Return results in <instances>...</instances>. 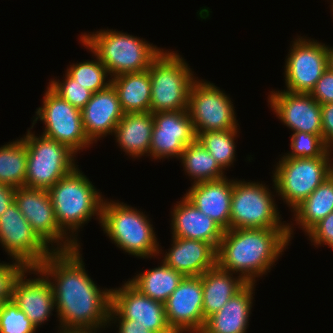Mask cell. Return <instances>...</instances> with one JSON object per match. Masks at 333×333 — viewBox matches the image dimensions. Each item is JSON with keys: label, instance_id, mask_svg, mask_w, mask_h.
<instances>
[{"label": "cell", "instance_id": "1f68e13d", "mask_svg": "<svg viewBox=\"0 0 333 333\" xmlns=\"http://www.w3.org/2000/svg\"><path fill=\"white\" fill-rule=\"evenodd\" d=\"M238 132L239 129L208 131L199 133L196 138L225 171L236 161L235 140L239 136Z\"/></svg>", "mask_w": 333, "mask_h": 333}, {"label": "cell", "instance_id": "7c38bea8", "mask_svg": "<svg viewBox=\"0 0 333 333\" xmlns=\"http://www.w3.org/2000/svg\"><path fill=\"white\" fill-rule=\"evenodd\" d=\"M14 203L32 230L52 251H68L78 247L60 229L48 190L16 188Z\"/></svg>", "mask_w": 333, "mask_h": 333}, {"label": "cell", "instance_id": "2e32d148", "mask_svg": "<svg viewBox=\"0 0 333 333\" xmlns=\"http://www.w3.org/2000/svg\"><path fill=\"white\" fill-rule=\"evenodd\" d=\"M164 308L174 333H200L206 322L201 276H185L164 303Z\"/></svg>", "mask_w": 333, "mask_h": 333}, {"label": "cell", "instance_id": "3957f363", "mask_svg": "<svg viewBox=\"0 0 333 333\" xmlns=\"http://www.w3.org/2000/svg\"><path fill=\"white\" fill-rule=\"evenodd\" d=\"M78 166L48 189L60 229L77 245L80 229L93 216L101 224L104 196ZM77 234V235H76Z\"/></svg>", "mask_w": 333, "mask_h": 333}, {"label": "cell", "instance_id": "4fadbf2b", "mask_svg": "<svg viewBox=\"0 0 333 333\" xmlns=\"http://www.w3.org/2000/svg\"><path fill=\"white\" fill-rule=\"evenodd\" d=\"M297 37L291 41L289 54L285 59L284 90L311 93L327 70L326 44L306 36Z\"/></svg>", "mask_w": 333, "mask_h": 333}, {"label": "cell", "instance_id": "8fae6325", "mask_svg": "<svg viewBox=\"0 0 333 333\" xmlns=\"http://www.w3.org/2000/svg\"><path fill=\"white\" fill-rule=\"evenodd\" d=\"M234 108L230 96L214 83L199 78L193 81L188 112L196 136L208 131L240 129Z\"/></svg>", "mask_w": 333, "mask_h": 333}, {"label": "cell", "instance_id": "277c9868", "mask_svg": "<svg viewBox=\"0 0 333 333\" xmlns=\"http://www.w3.org/2000/svg\"><path fill=\"white\" fill-rule=\"evenodd\" d=\"M104 198L101 213V228L118 248L137 258L160 256V249L154 227L148 215L119 200Z\"/></svg>", "mask_w": 333, "mask_h": 333}, {"label": "cell", "instance_id": "603a6c76", "mask_svg": "<svg viewBox=\"0 0 333 333\" xmlns=\"http://www.w3.org/2000/svg\"><path fill=\"white\" fill-rule=\"evenodd\" d=\"M162 261L184 276H201L216 265L217 250L208 242L173 237Z\"/></svg>", "mask_w": 333, "mask_h": 333}, {"label": "cell", "instance_id": "44dd1931", "mask_svg": "<svg viewBox=\"0 0 333 333\" xmlns=\"http://www.w3.org/2000/svg\"><path fill=\"white\" fill-rule=\"evenodd\" d=\"M233 183L234 179L225 176L192 184L184 196L224 231L229 230Z\"/></svg>", "mask_w": 333, "mask_h": 333}, {"label": "cell", "instance_id": "f1b7e54d", "mask_svg": "<svg viewBox=\"0 0 333 333\" xmlns=\"http://www.w3.org/2000/svg\"><path fill=\"white\" fill-rule=\"evenodd\" d=\"M292 212L294 225H298L306 235L318 222L333 212V178L329 176Z\"/></svg>", "mask_w": 333, "mask_h": 333}, {"label": "cell", "instance_id": "836d02e7", "mask_svg": "<svg viewBox=\"0 0 333 333\" xmlns=\"http://www.w3.org/2000/svg\"><path fill=\"white\" fill-rule=\"evenodd\" d=\"M290 149L282 157L290 158H317L322 157L330 148L323 140V136H318L305 132H294L290 139Z\"/></svg>", "mask_w": 333, "mask_h": 333}, {"label": "cell", "instance_id": "4316f807", "mask_svg": "<svg viewBox=\"0 0 333 333\" xmlns=\"http://www.w3.org/2000/svg\"><path fill=\"white\" fill-rule=\"evenodd\" d=\"M125 114L150 112L151 80L149 70L124 73L111 78Z\"/></svg>", "mask_w": 333, "mask_h": 333}, {"label": "cell", "instance_id": "5b68a950", "mask_svg": "<svg viewBox=\"0 0 333 333\" xmlns=\"http://www.w3.org/2000/svg\"><path fill=\"white\" fill-rule=\"evenodd\" d=\"M80 39L98 56L111 78L149 69L164 50L143 38L108 28L82 33Z\"/></svg>", "mask_w": 333, "mask_h": 333}, {"label": "cell", "instance_id": "60d3db41", "mask_svg": "<svg viewBox=\"0 0 333 333\" xmlns=\"http://www.w3.org/2000/svg\"><path fill=\"white\" fill-rule=\"evenodd\" d=\"M117 324V333H153L144 326L137 324L135 320L129 319H109V326ZM112 324V325H111Z\"/></svg>", "mask_w": 333, "mask_h": 333}, {"label": "cell", "instance_id": "52a82bcc", "mask_svg": "<svg viewBox=\"0 0 333 333\" xmlns=\"http://www.w3.org/2000/svg\"><path fill=\"white\" fill-rule=\"evenodd\" d=\"M148 70L151 80L150 112L188 110L189 91L196 77L182 55L163 50Z\"/></svg>", "mask_w": 333, "mask_h": 333}, {"label": "cell", "instance_id": "ba28073f", "mask_svg": "<svg viewBox=\"0 0 333 333\" xmlns=\"http://www.w3.org/2000/svg\"><path fill=\"white\" fill-rule=\"evenodd\" d=\"M333 149L322 157H280L272 171L276 195L281 197L291 212L301 204L329 176L333 163Z\"/></svg>", "mask_w": 333, "mask_h": 333}, {"label": "cell", "instance_id": "ab89813d", "mask_svg": "<svg viewBox=\"0 0 333 333\" xmlns=\"http://www.w3.org/2000/svg\"><path fill=\"white\" fill-rule=\"evenodd\" d=\"M322 136L327 146L333 148V103L321 105Z\"/></svg>", "mask_w": 333, "mask_h": 333}, {"label": "cell", "instance_id": "8d00e7d4", "mask_svg": "<svg viewBox=\"0 0 333 333\" xmlns=\"http://www.w3.org/2000/svg\"><path fill=\"white\" fill-rule=\"evenodd\" d=\"M26 267L17 261L0 263V302L12 299V289L15 280Z\"/></svg>", "mask_w": 333, "mask_h": 333}, {"label": "cell", "instance_id": "e0dca14e", "mask_svg": "<svg viewBox=\"0 0 333 333\" xmlns=\"http://www.w3.org/2000/svg\"><path fill=\"white\" fill-rule=\"evenodd\" d=\"M153 120L150 158L179 160L185 147L197 137L188 110L156 112Z\"/></svg>", "mask_w": 333, "mask_h": 333}, {"label": "cell", "instance_id": "7bdbcfd3", "mask_svg": "<svg viewBox=\"0 0 333 333\" xmlns=\"http://www.w3.org/2000/svg\"><path fill=\"white\" fill-rule=\"evenodd\" d=\"M327 69L333 72V46L326 45Z\"/></svg>", "mask_w": 333, "mask_h": 333}, {"label": "cell", "instance_id": "ac0fdd59", "mask_svg": "<svg viewBox=\"0 0 333 333\" xmlns=\"http://www.w3.org/2000/svg\"><path fill=\"white\" fill-rule=\"evenodd\" d=\"M268 105L283 125L294 132L322 136V114L319 104L310 93L272 90Z\"/></svg>", "mask_w": 333, "mask_h": 333}, {"label": "cell", "instance_id": "5bb4252c", "mask_svg": "<svg viewBox=\"0 0 333 333\" xmlns=\"http://www.w3.org/2000/svg\"><path fill=\"white\" fill-rule=\"evenodd\" d=\"M0 244L12 260L27 268L38 267L53 252L32 230L15 203L0 216Z\"/></svg>", "mask_w": 333, "mask_h": 333}, {"label": "cell", "instance_id": "d6986e66", "mask_svg": "<svg viewBox=\"0 0 333 333\" xmlns=\"http://www.w3.org/2000/svg\"><path fill=\"white\" fill-rule=\"evenodd\" d=\"M29 273L36 277L27 279L31 275ZM12 300L37 329L49 321L55 309L53 288L37 267H26L17 277L12 289Z\"/></svg>", "mask_w": 333, "mask_h": 333}, {"label": "cell", "instance_id": "6da1fadb", "mask_svg": "<svg viewBox=\"0 0 333 333\" xmlns=\"http://www.w3.org/2000/svg\"><path fill=\"white\" fill-rule=\"evenodd\" d=\"M81 251V246L53 251L37 267L53 288L58 332H101L109 327L111 289H100L88 275Z\"/></svg>", "mask_w": 333, "mask_h": 333}, {"label": "cell", "instance_id": "9a60e30c", "mask_svg": "<svg viewBox=\"0 0 333 333\" xmlns=\"http://www.w3.org/2000/svg\"><path fill=\"white\" fill-rule=\"evenodd\" d=\"M109 319L135 320L153 333H174L168 325L164 304L142 294L128 280L111 288Z\"/></svg>", "mask_w": 333, "mask_h": 333}, {"label": "cell", "instance_id": "74e56055", "mask_svg": "<svg viewBox=\"0 0 333 333\" xmlns=\"http://www.w3.org/2000/svg\"><path fill=\"white\" fill-rule=\"evenodd\" d=\"M312 245H326L333 249V212L318 222L307 234Z\"/></svg>", "mask_w": 333, "mask_h": 333}, {"label": "cell", "instance_id": "f35d334b", "mask_svg": "<svg viewBox=\"0 0 333 333\" xmlns=\"http://www.w3.org/2000/svg\"><path fill=\"white\" fill-rule=\"evenodd\" d=\"M310 95L321 105L333 103V72L326 70Z\"/></svg>", "mask_w": 333, "mask_h": 333}, {"label": "cell", "instance_id": "d4e9b609", "mask_svg": "<svg viewBox=\"0 0 333 333\" xmlns=\"http://www.w3.org/2000/svg\"><path fill=\"white\" fill-rule=\"evenodd\" d=\"M153 127L152 112L124 114L113 133L115 142L131 158L149 157Z\"/></svg>", "mask_w": 333, "mask_h": 333}, {"label": "cell", "instance_id": "d6a6232c", "mask_svg": "<svg viewBox=\"0 0 333 333\" xmlns=\"http://www.w3.org/2000/svg\"><path fill=\"white\" fill-rule=\"evenodd\" d=\"M82 46L92 52L94 60H86L73 63L65 71L72 79L93 93L106 89L111 84V77L108 78V71L98 56L81 40ZM107 79V80H106Z\"/></svg>", "mask_w": 333, "mask_h": 333}, {"label": "cell", "instance_id": "b9f144b4", "mask_svg": "<svg viewBox=\"0 0 333 333\" xmlns=\"http://www.w3.org/2000/svg\"><path fill=\"white\" fill-rule=\"evenodd\" d=\"M16 188L0 183V216L14 203Z\"/></svg>", "mask_w": 333, "mask_h": 333}, {"label": "cell", "instance_id": "cb8c5ba5", "mask_svg": "<svg viewBox=\"0 0 333 333\" xmlns=\"http://www.w3.org/2000/svg\"><path fill=\"white\" fill-rule=\"evenodd\" d=\"M255 286V283H247L218 312L206 319L200 333H247Z\"/></svg>", "mask_w": 333, "mask_h": 333}, {"label": "cell", "instance_id": "30bf717a", "mask_svg": "<svg viewBox=\"0 0 333 333\" xmlns=\"http://www.w3.org/2000/svg\"><path fill=\"white\" fill-rule=\"evenodd\" d=\"M42 106L36 109L32 128L37 121L44 123L42 135L67 146L76 155L93 143L85 134L81 110L56 94L49 86L44 93Z\"/></svg>", "mask_w": 333, "mask_h": 333}, {"label": "cell", "instance_id": "f546056e", "mask_svg": "<svg viewBox=\"0 0 333 333\" xmlns=\"http://www.w3.org/2000/svg\"><path fill=\"white\" fill-rule=\"evenodd\" d=\"M185 174L193 183L220 179L226 176L214 157L196 138L188 144L179 158Z\"/></svg>", "mask_w": 333, "mask_h": 333}, {"label": "cell", "instance_id": "e575fe53", "mask_svg": "<svg viewBox=\"0 0 333 333\" xmlns=\"http://www.w3.org/2000/svg\"><path fill=\"white\" fill-rule=\"evenodd\" d=\"M37 328L11 299L0 306V333H36Z\"/></svg>", "mask_w": 333, "mask_h": 333}, {"label": "cell", "instance_id": "83f0119b", "mask_svg": "<svg viewBox=\"0 0 333 333\" xmlns=\"http://www.w3.org/2000/svg\"><path fill=\"white\" fill-rule=\"evenodd\" d=\"M184 277L161 261L160 266L140 272L128 281L142 294L164 304Z\"/></svg>", "mask_w": 333, "mask_h": 333}, {"label": "cell", "instance_id": "7a4b0ae2", "mask_svg": "<svg viewBox=\"0 0 333 333\" xmlns=\"http://www.w3.org/2000/svg\"><path fill=\"white\" fill-rule=\"evenodd\" d=\"M289 228L229 229L223 232L216 253V264L256 283L267 275L289 243Z\"/></svg>", "mask_w": 333, "mask_h": 333}, {"label": "cell", "instance_id": "9c48e42d", "mask_svg": "<svg viewBox=\"0 0 333 333\" xmlns=\"http://www.w3.org/2000/svg\"><path fill=\"white\" fill-rule=\"evenodd\" d=\"M30 127L22 138L26 143L27 171L25 187L48 190L77 166V156L67 146L42 134L37 136Z\"/></svg>", "mask_w": 333, "mask_h": 333}, {"label": "cell", "instance_id": "8992f818", "mask_svg": "<svg viewBox=\"0 0 333 333\" xmlns=\"http://www.w3.org/2000/svg\"><path fill=\"white\" fill-rule=\"evenodd\" d=\"M274 192L262 182L234 179L231 199L230 229L289 228V240L293 238L294 223L282 221L275 203ZM282 221V222H281Z\"/></svg>", "mask_w": 333, "mask_h": 333}, {"label": "cell", "instance_id": "ee69618b", "mask_svg": "<svg viewBox=\"0 0 333 333\" xmlns=\"http://www.w3.org/2000/svg\"><path fill=\"white\" fill-rule=\"evenodd\" d=\"M57 333H98L97 331H60Z\"/></svg>", "mask_w": 333, "mask_h": 333}, {"label": "cell", "instance_id": "484cf974", "mask_svg": "<svg viewBox=\"0 0 333 333\" xmlns=\"http://www.w3.org/2000/svg\"><path fill=\"white\" fill-rule=\"evenodd\" d=\"M201 279L205 320L218 312L233 295L247 284L241 276L224 270L217 264L203 273Z\"/></svg>", "mask_w": 333, "mask_h": 333}, {"label": "cell", "instance_id": "7402d4cb", "mask_svg": "<svg viewBox=\"0 0 333 333\" xmlns=\"http://www.w3.org/2000/svg\"><path fill=\"white\" fill-rule=\"evenodd\" d=\"M181 199L171 211L172 236L208 242L217 250L224 230L185 196Z\"/></svg>", "mask_w": 333, "mask_h": 333}, {"label": "cell", "instance_id": "d590c367", "mask_svg": "<svg viewBox=\"0 0 333 333\" xmlns=\"http://www.w3.org/2000/svg\"><path fill=\"white\" fill-rule=\"evenodd\" d=\"M63 80L51 79L49 87L75 108L82 110L91 99L93 92L72 79L67 73Z\"/></svg>", "mask_w": 333, "mask_h": 333}, {"label": "cell", "instance_id": "f6af8a7d", "mask_svg": "<svg viewBox=\"0 0 333 333\" xmlns=\"http://www.w3.org/2000/svg\"><path fill=\"white\" fill-rule=\"evenodd\" d=\"M330 176L333 178V163H332L331 170H330Z\"/></svg>", "mask_w": 333, "mask_h": 333}, {"label": "cell", "instance_id": "ffe728a7", "mask_svg": "<svg viewBox=\"0 0 333 333\" xmlns=\"http://www.w3.org/2000/svg\"><path fill=\"white\" fill-rule=\"evenodd\" d=\"M116 89L110 84L106 89L93 93L81 110L84 131L92 143L113 135L124 116Z\"/></svg>", "mask_w": 333, "mask_h": 333}, {"label": "cell", "instance_id": "4dcf8cb0", "mask_svg": "<svg viewBox=\"0 0 333 333\" xmlns=\"http://www.w3.org/2000/svg\"><path fill=\"white\" fill-rule=\"evenodd\" d=\"M28 150L23 138L0 146V183L25 187Z\"/></svg>", "mask_w": 333, "mask_h": 333}]
</instances>
